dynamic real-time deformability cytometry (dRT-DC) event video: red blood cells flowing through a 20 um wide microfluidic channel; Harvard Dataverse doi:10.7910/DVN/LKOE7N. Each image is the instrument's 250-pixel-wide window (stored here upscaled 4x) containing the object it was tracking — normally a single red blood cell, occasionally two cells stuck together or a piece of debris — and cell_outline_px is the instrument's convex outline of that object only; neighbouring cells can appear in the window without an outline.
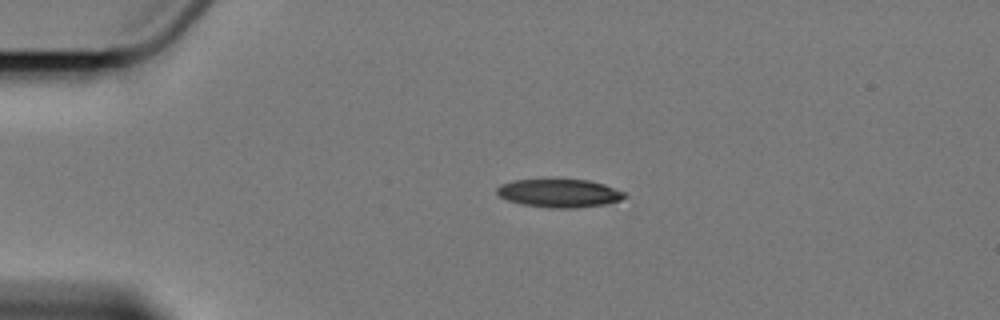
{"species": "Egyptian fruit bat (a non-hibernating species)", "species_latin": "Rousettus aegyptiacus", "temperature_condition": "cold", "stored_images_in_passage": 4, "camera_frame_rate_fps": 3000, "um_per_image_px": 0.085, "animal": {"sex": "female"}, "frame": {"image": 1, "passage_image": 1, "time_ms": 0.0, "image_size_px": [1000, 320], "cell_outline_px": [[628, 196], [620, 200], [604, 204], [576, 208], [548, 208], [520, 204], [508, 200], [500, 196], [496, 192], [496, 188], [500, 184], [512, 180], [544, 176], [556, 176], [588, 180], [604, 184], [624, 192]], "centroid_in_image_um": [47.48, 16.36], "position_along_channel_um": 37.5, "area_um2": 22.25}}
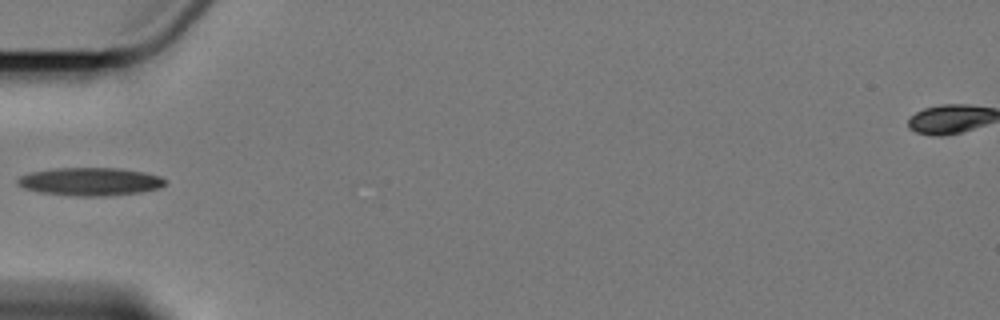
{"frame": {"image": 2, "passage_image": 3, "time_ms": 2.333, "image_size_px": [1000, 320], "cell_outline_px": [[168, 180], [160, 188], [140, 192], [108, 196], [76, 196], [40, 192], [24, 188], [16, 184], [16, 180], [20, 176], [32, 172], [52, 168], [120, 168], [144, 172], [160, 176]], "centroid_in_image_um": [7.67, 15.43], "position_along_channel_um": 77.3, "area_um2": 24.22}}
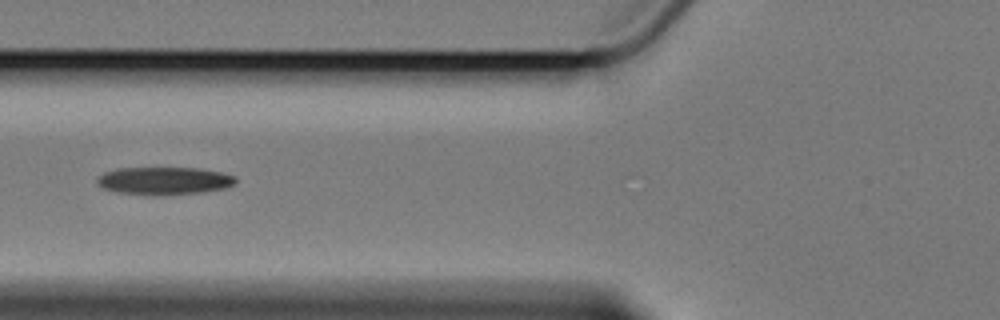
{"frame": {"image": 3, "passage_image": 4, "time_ms": 3.333, "image_size_px": [1000, 320], "cell_outline_px": [[236, 180], [232, 184], [224, 188], [200, 192], [152, 196], [116, 192], [104, 188], [96, 184], [96, 176], [104, 172], [116, 168], [200, 168], [220, 172], [236, 176]], "centroid_in_image_um": [13.88, 15.36], "position_along_channel_um": 111.9, "area_um2": 22.48}}